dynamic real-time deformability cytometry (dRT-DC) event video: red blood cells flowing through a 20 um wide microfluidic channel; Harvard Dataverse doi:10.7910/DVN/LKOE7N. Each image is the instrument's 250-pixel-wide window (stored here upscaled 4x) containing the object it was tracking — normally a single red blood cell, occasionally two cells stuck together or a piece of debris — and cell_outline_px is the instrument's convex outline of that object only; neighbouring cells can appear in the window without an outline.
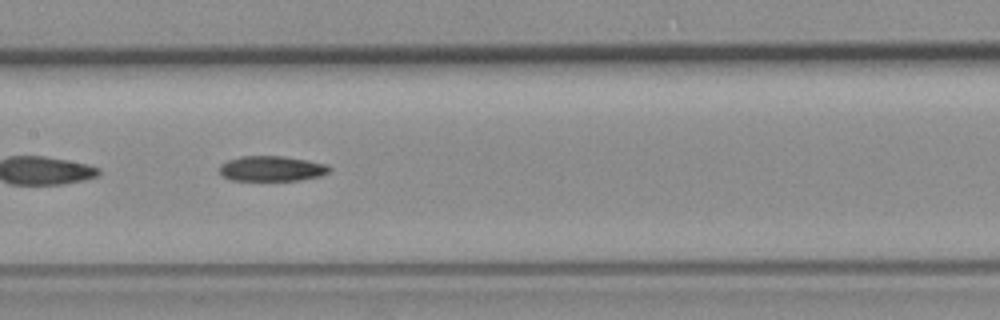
{"species": "common noctule bat (a hibernating species)", "species_latin": "Nyctalus noctula", "temperature_condition": "room temperature", "stored_images_in_passage": 32, "camera_frame_rate_fps": 3000, "um_per_image_px": 0.085, "animal": {"sex": "female", "body_mass_g": 19.3, "forearm_length_mm": 54.1}, "frame": {"image": 1, "passage_image": 22, "time_ms": 7.0, "image_size_px": [1000, 320], "cell_outline_px": [[332, 168], [328, 172], [320, 176], [300, 180], [232, 180], [224, 176], [220, 172], [220, 164], [228, 160], [240, 156], [284, 156], [308, 160], [328, 164]], "centroid_in_image_um": [23.13, 14.32], "position_along_channel_um": 184.3, "area_um2": 16.18}}
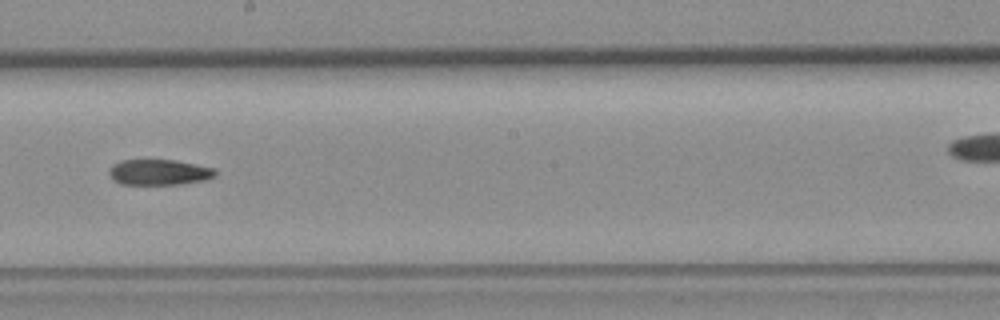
{"frame": {"image": 2, "passage_image": 26, "time_ms": 8.333, "image_size_px": [1000, 320], "cell_outline_px": [[216, 176], [208, 180], [180, 184], [120, 184], [112, 180], [108, 172], [112, 164], [120, 160], [172, 160], [196, 164], [216, 168]], "centroid_in_image_um": [13.53, 14.64], "position_along_channel_um": 234.7, "area_um2": 16.07}}